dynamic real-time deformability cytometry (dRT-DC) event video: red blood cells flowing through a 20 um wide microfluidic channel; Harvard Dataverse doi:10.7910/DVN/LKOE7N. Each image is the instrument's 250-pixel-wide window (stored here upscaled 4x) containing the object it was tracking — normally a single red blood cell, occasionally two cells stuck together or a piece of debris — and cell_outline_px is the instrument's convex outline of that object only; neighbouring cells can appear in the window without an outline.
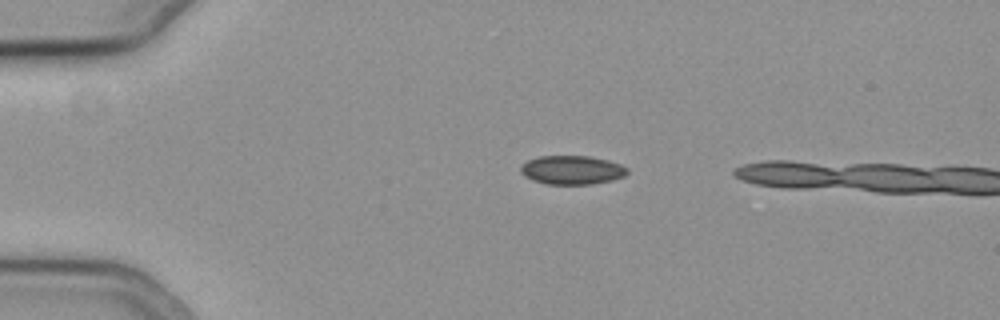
{"species": "common noctule bat (a hibernating species)", "species_latin": "Nyctalus noctula", "temperature_condition": "cold", "stored_images_in_passage": 4, "camera_frame_rate_fps": 3000, "um_per_image_px": 0.085, "animal": {"sex": "female", "body_mass_g": 19.3, "forearm_length_mm": 54.1}, "frame": {"image": 1, "passage_image": 1, "time_ms": 0.0, "image_size_px": [1000, 320], "cell_outline_px": [[628, 172], [624, 176], [612, 180], [592, 184], [544, 184], [532, 180], [524, 176], [520, 172], [520, 164], [536, 156], [588, 156], [608, 160], [620, 164], [628, 168]], "centroid_in_image_um": [48.58, 14.45], "position_along_channel_um": 36.4, "area_um2": 18.09}}